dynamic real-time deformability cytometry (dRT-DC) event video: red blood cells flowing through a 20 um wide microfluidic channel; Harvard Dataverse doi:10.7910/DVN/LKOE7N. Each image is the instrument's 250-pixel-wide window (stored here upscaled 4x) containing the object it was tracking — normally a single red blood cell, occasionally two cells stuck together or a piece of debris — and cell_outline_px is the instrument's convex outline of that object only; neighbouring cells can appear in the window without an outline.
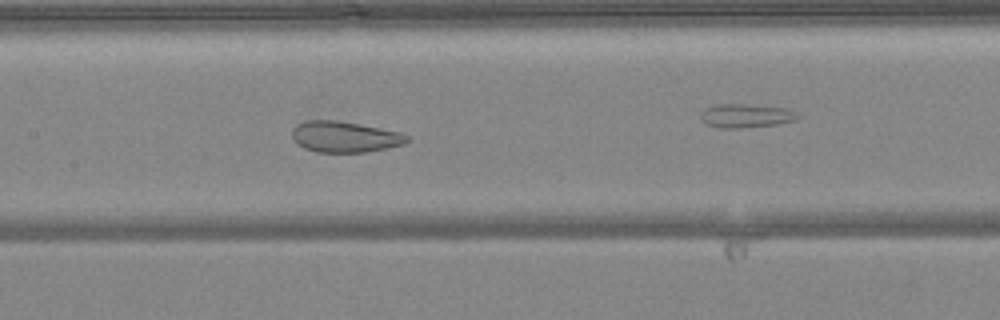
{"species": "common noctule bat (a hibernating species)", "species_latin": "Nyctalus noctula", "temperature_condition": "warm", "stored_images_in_passage": 50, "camera_frame_rate_fps": 3000, "um_per_image_px": 0.085, "animal": {"sex": "female", "body_mass_g": 24.6, "forearm_length_mm": 56.2}, "frame": {"image": 1, "passage_image": 23, "time_ms": 7.333, "image_size_px": [1000, 320], "cell_outline_px": [[408, 140], [404, 144], [388, 148], [364, 152], [316, 152], [304, 148], [296, 144], [292, 140], [292, 128], [296, 124], [304, 120], [336, 120], [380, 128], [400, 132], [408, 136]], "centroid_in_image_um": [29.24, 11.63], "position_along_channel_um": 178.2, "area_um2": 20.87}}
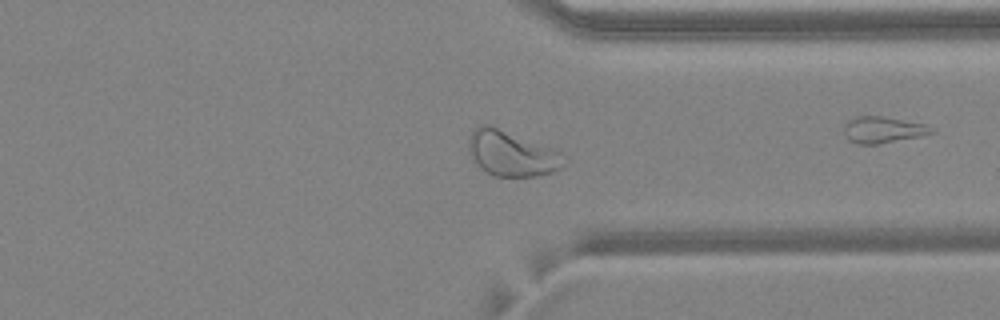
{"frame": {"image": 2, "passage_image": 37, "time_ms": 12.0, "image_size_px": [1000, 320], "cell_outline_px": [[568, 160], [560, 168], [552, 172], [532, 176], [492, 176], [480, 168], [476, 164], [468, 152], [468, 140], [472, 132], [480, 124], [488, 124], [556, 148], [568, 156]], "centroid_in_image_um": [43.52, 13.04], "position_along_channel_um": 367.9, "area_um2": 25.66}}
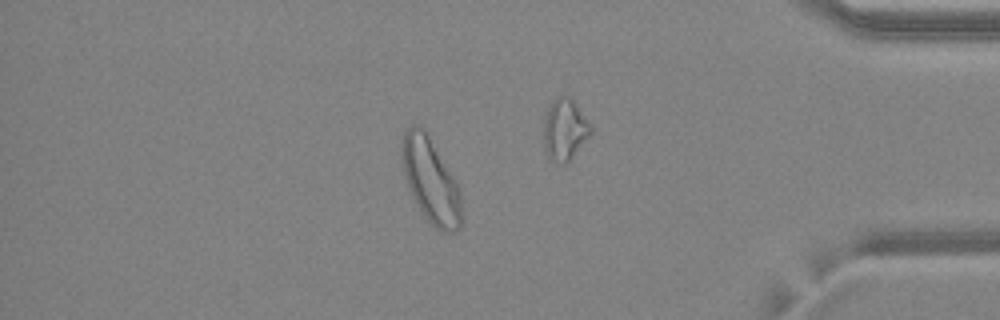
{"frame": {"image": 3, "passage_image": 42, "time_ms": 13.667, "image_size_px": [1000, 320], "cell_outline_px": [[460, 228], [456, 232], [444, 232], [436, 228], [428, 220], [416, 204], [412, 196], [404, 176], [404, 132], [412, 124], [420, 124], [428, 132], [456, 180], [460, 188]], "centroid_in_image_um": [36.64, 15.33], "position_along_channel_um": 398.6, "area_um2": 29.07}, "authors_computed_cell_mechanics": {"area_um2": 27.2238, "velocity_mm_per_s": 4.1086, "shape_relaxation_time_tau1_ms": null, "shape_relaxation_time_tau2_ms": 0.783, "deformation_change_tau1": null, "deformation_change_tau2": 0.069}}